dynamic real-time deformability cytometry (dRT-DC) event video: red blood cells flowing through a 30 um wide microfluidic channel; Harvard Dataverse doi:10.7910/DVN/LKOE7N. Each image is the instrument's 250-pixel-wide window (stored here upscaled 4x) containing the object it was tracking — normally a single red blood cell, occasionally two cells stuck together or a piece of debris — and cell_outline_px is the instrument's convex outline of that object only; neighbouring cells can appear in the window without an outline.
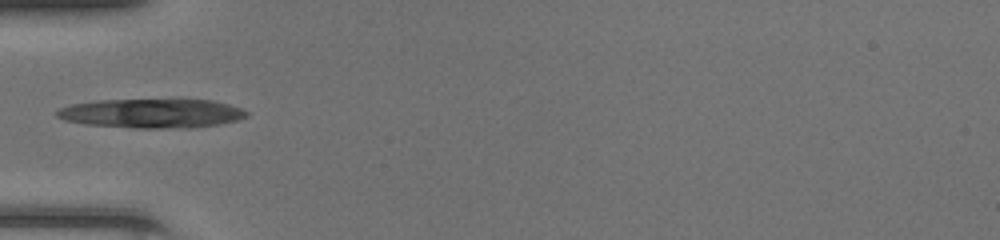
{"species": "common noctule bat (a hibernating species)", "species_latin": "Nyctalus noctula", "temperature_condition": "room temperature", "stored_images_in_passage": 32, "camera_frame_rate_fps": 3000, "um_per_image_px": 0.085, "animal": {"sex": "female", "body_mass_g": 20.0, "forearm_length_mm": 54.0}, "frame": {"image": 1, "passage_image": 1, "time_ms": 0.0, "image_size_px": [1000, 240], "cell_outline_px": [[248, 116], [240, 120], [220, 124], [192, 128], [132, 128], [84, 124], [64, 120], [56, 116], [56, 112], [60, 108], [72, 104], [96, 100], [212, 100], [228, 104], [240, 108], [248, 112]], "centroid_in_image_um": [12.91, 9.65], "position_along_channel_um": 72.1, "area_um2": 32.37}}
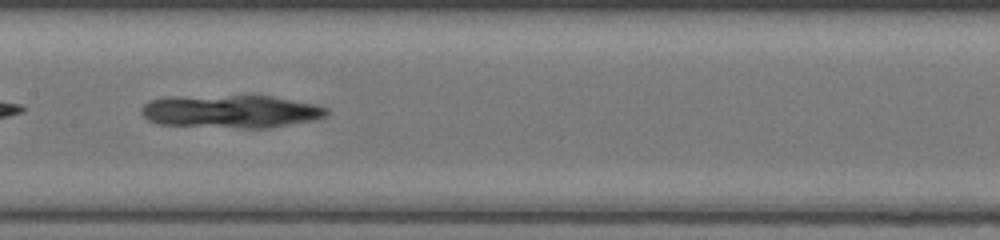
{"frame": {"image": 2, "passage_image": 9, "time_ms": 2.667, "image_size_px": [1000, 240], "cell_outline_px": [[328, 112], [324, 116], [312, 120], [268, 128], [240, 128], [156, 124], [148, 120], [140, 112], [140, 108], [148, 100], [168, 96], [272, 96], [316, 104], [328, 108]], "centroid_in_image_um": [19.57, 9.47], "position_along_channel_um": 187.8, "area_um2": 35.78}}